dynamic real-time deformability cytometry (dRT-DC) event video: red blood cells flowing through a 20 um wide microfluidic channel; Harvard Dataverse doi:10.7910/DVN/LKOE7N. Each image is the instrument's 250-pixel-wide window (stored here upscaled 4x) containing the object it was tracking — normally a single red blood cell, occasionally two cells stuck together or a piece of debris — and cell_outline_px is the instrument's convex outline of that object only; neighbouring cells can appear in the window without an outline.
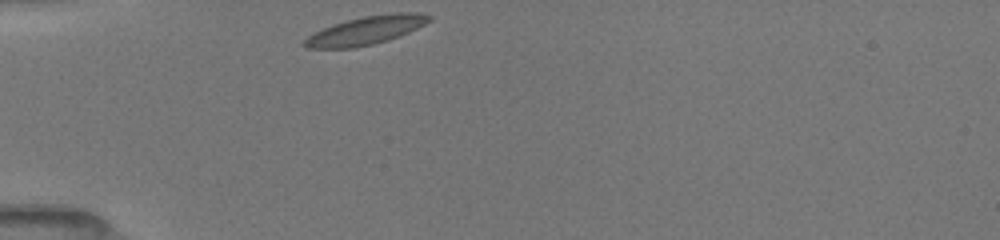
{"species": "common noctule bat (a hibernating species)", "species_latin": "Nyctalus noctula", "temperature_condition": "room temperature", "stored_images_in_passage": 40, "camera_frame_rate_fps": 3000, "um_per_image_px": 0.085, "animal": {"sex": "female", "body_mass_g": 19.5, "forearm_length_mm": 54.1}, "frame": {"image": 1, "passage_image": 1, "time_ms": 0.0, "image_size_px": [1000, 240], "cell_outline_px": [[432, 20], [408, 32], [388, 40], [372, 44], [352, 48], [308, 48], [300, 44], [308, 36], [332, 24], [364, 16], [396, 12], [416, 12], [432, 16]], "centroid_in_image_um": [31.1, 2.58], "position_along_channel_um": 53.9, "area_um2": 20.4}}
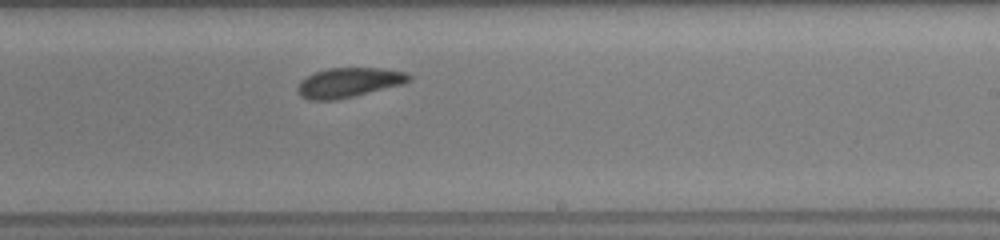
{"frame": {"image": 2, "passage_image": 23, "time_ms": 5.667, "image_size_px": [1000, 240], "cell_outline_px": [[412, 80], [404, 84], [336, 100], [308, 100], [300, 96], [296, 88], [300, 80], [316, 72], [328, 68], [380, 68], [408, 72], [412, 76]], "centroid_in_image_um": [29.66, 7.02], "position_along_channel_um": 259.3, "area_um2": 19.36}}
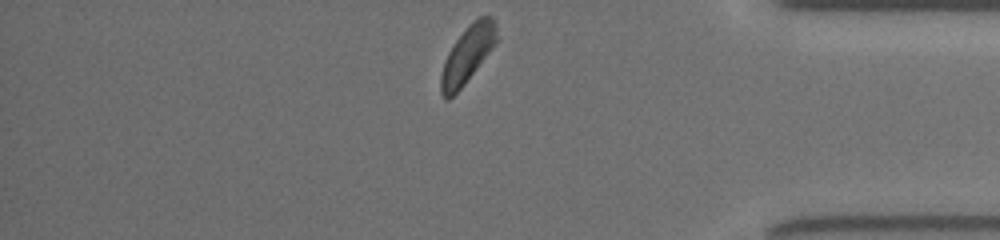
{"frame": {"image": 3, "passage_image": 39, "time_ms": 9.667, "image_size_px": [1000, 240], "cell_outline_px": [[496, 44], [460, 88], [448, 100], [444, 100], [440, 92], [440, 76], [448, 52], [456, 40], [468, 24], [472, 20], [480, 16], [492, 16], [496, 20]], "centroid_in_image_um": [39.73, 4.61], "position_along_channel_um": 395.5, "area_um2": 18.26}, "authors_computed_cell_mechanics": {"area_um2": 19.5942, "velocity_mm_per_s": 3.9121, "shape_relaxation_time_tau1_ms": 1.9504, "shape_relaxation_time_tau2_ms": 4.0211, "deformation_change_tau1": 0.09, "deformation_change_tau2": 0.0874}}